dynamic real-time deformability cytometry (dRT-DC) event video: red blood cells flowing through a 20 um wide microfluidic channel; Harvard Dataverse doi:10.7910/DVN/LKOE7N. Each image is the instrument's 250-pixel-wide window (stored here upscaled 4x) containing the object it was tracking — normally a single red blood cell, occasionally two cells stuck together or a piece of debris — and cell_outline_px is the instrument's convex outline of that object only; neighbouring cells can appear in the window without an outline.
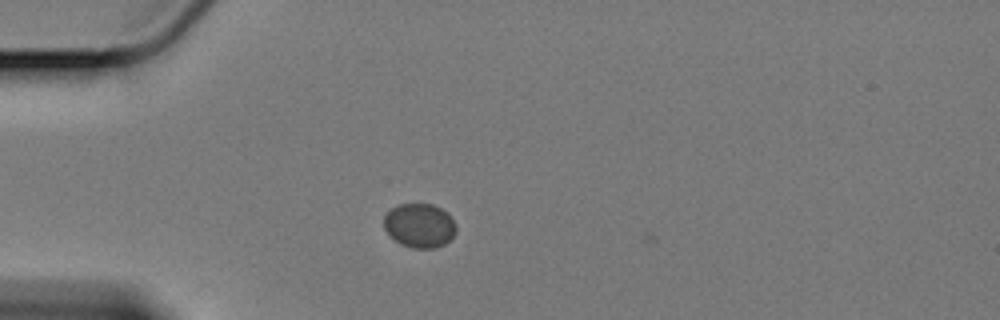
{"species": "Egyptian fruit bat (a non-hibernating species)", "species_latin": "Rousettus aegyptiacus", "temperature_condition": "cold", "stored_images_in_passage": 44, "camera_frame_rate_fps": 3000, "um_per_image_px": 0.085, "animal": {"sex": "female"}, "frame": {"image": 1, "passage_image": 1, "time_ms": 0.0, "image_size_px": [1000, 320], "cell_outline_px": [[456, 232], [444, 244], [436, 248], [412, 248], [400, 244], [384, 228], [384, 216], [392, 208], [400, 204], [432, 204], [440, 208], [456, 224]], "centroid_in_image_um": [35.65, 19.18], "position_along_channel_um": 49.3, "area_um2": 18.26}}
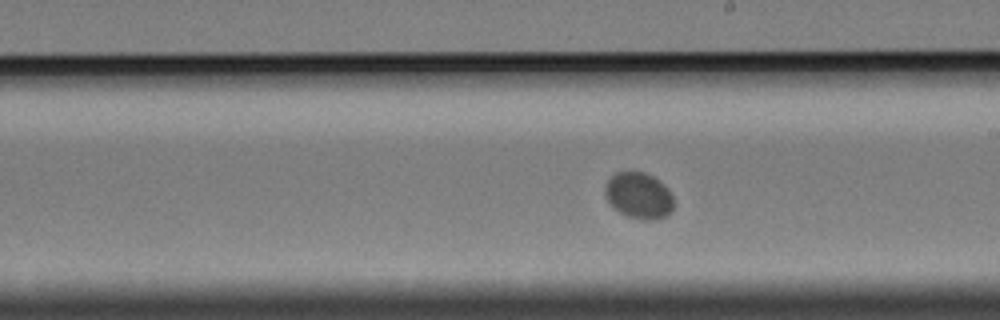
{"frame": {"image": 2, "passage_image": 19, "time_ms": 6.0, "image_size_px": [1000, 320], "cell_outline_px": [[676, 204], [672, 212], [668, 216], [656, 220], [640, 220], [628, 216], [612, 208], [604, 192], [604, 188], [608, 180], [616, 172], [644, 172], [660, 180], [668, 188]], "centroid_in_image_um": [54.34, 16.65], "position_along_channel_um": 234.7, "area_um2": 18.9}}
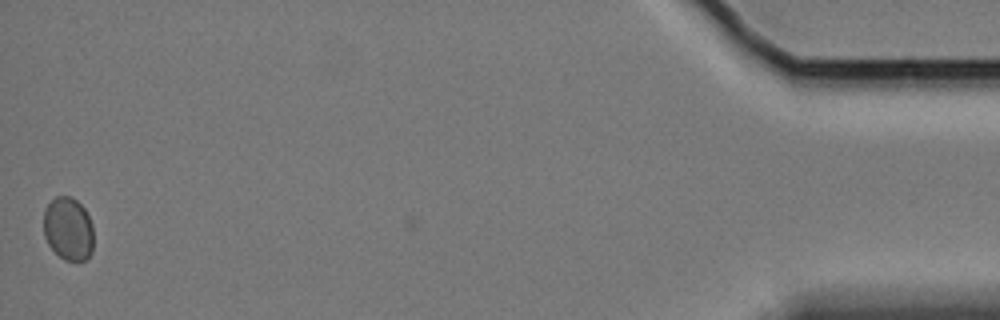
{"frame": {"image": 3, "passage_image": 44, "time_ms": 14.333, "image_size_px": [1000, 320], "cell_outline_px": [[92, 252], [84, 260], [64, 260], [48, 244], [44, 236], [44, 212], [48, 204], [56, 196], [72, 196], [84, 208], [92, 224]], "centroid_in_image_um": [5.79, 19.43], "position_along_channel_um": 429.4, "area_um2": 18.21}}